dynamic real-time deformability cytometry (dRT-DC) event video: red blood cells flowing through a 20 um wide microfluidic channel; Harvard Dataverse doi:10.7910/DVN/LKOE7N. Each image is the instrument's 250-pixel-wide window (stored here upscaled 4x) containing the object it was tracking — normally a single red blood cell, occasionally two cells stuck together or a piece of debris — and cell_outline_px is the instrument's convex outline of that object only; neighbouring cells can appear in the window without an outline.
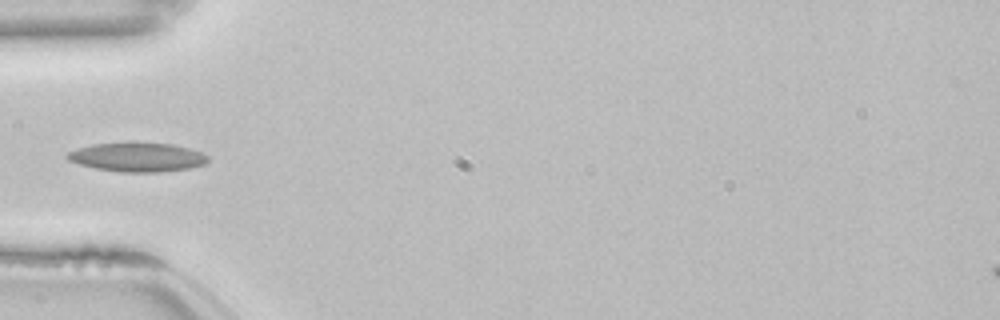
{"species": "common noctule bat (a hibernating species)", "species_latin": "Nyctalus noctula", "temperature_condition": "room temperature", "stored_images_in_passage": 34, "camera_frame_rate_fps": 3000, "um_per_image_px": 0.085, "animal": {"sex": "female", "body_mass_g": 22.7, "forearm_length_mm": 54.2}, "frame": {"image": 1, "passage_image": 1, "time_ms": 0.0, "image_size_px": [1000, 320], "cell_outline_px": [[208, 160], [204, 164], [188, 168], [160, 172], [120, 172], [96, 168], [80, 164], [68, 160], [64, 156], [68, 152], [76, 148], [92, 144], [128, 140], [132, 140], [172, 144], [188, 148], [200, 152], [208, 156]], "centroid_in_image_um": [11.62, 13.31], "position_along_channel_um": 73.4, "area_um2": 24.45}, "authors_computed_cell_mechanics": {"area_um2": 21.8195, "velocity_mm_per_s": 3.8358, "shape_relaxation_time_tau1_ms": 4.7867, "shape_relaxation_time_tau2_ms": 1.7093, "deformation_change_tau1": 0.1434, "deformation_change_tau2": 0.0669}}